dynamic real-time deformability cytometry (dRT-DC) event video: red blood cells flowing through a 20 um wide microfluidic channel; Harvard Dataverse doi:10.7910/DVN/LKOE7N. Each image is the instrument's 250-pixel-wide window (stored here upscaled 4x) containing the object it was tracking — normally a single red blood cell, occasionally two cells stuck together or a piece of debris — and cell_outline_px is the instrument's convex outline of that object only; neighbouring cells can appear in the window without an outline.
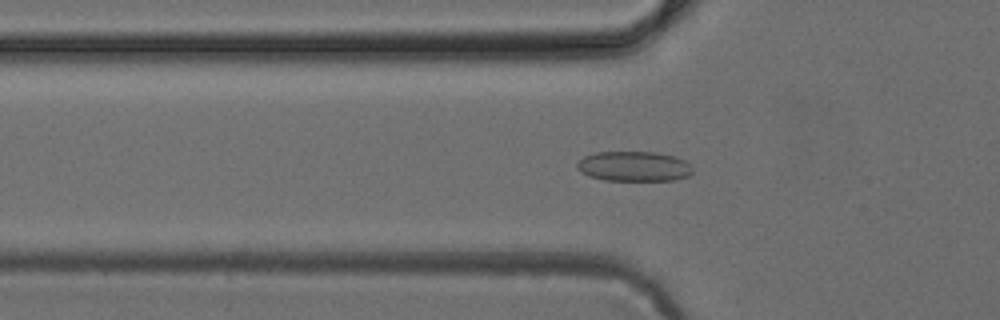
{"species": "common noctule bat (a hibernating species)", "species_latin": "Nyctalus noctula", "temperature_condition": "cold", "stored_images_in_passage": 48, "camera_frame_rate_fps": 3000, "um_per_image_px": 0.085, "animal": {"sex": "female", "body_mass_g": 24.6, "forearm_length_mm": 56.2}, "frame": {"image": 1, "passage_image": 16, "time_ms": 5.0, "image_size_px": [1000, 320], "cell_outline_px": [[692, 172], [688, 176], [676, 180], [604, 180], [588, 176], [580, 172], [576, 168], [576, 164], [584, 156], [596, 152], [656, 152], [676, 156], [684, 160], [692, 168]], "centroid_in_image_um": [53.86, 14.14], "position_along_channel_um": 71.9, "area_um2": 20.29}}
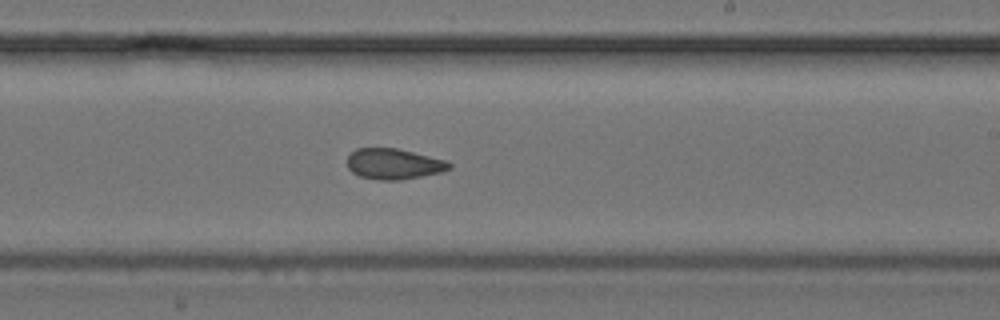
{"frame": {"image": 2, "passage_image": 29, "time_ms": 9.333, "image_size_px": [1000, 320], "cell_outline_px": [[452, 168], [440, 172], [400, 180], [380, 180], [360, 176], [352, 172], [348, 168], [348, 156], [356, 148], [396, 148], [448, 160], [452, 164]], "centroid_in_image_um": [33.49, 13.93], "position_along_channel_um": 255.5, "area_um2": 18.21}}
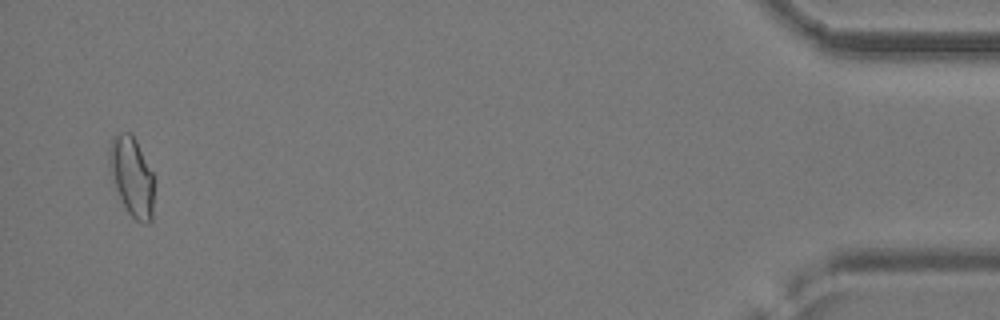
{"frame": {"image": 3, "passage_image": 47, "time_ms": 15.333, "image_size_px": [1000, 320], "cell_outline_px": [[156, 184], [152, 220], [148, 224], [144, 224], [136, 220], [128, 212], [116, 188], [108, 168], [108, 148], [112, 136], [120, 132], [128, 132], [136, 140], [156, 180]], "centroid_in_image_um": [11.23, 15.01], "position_along_channel_um": 424.0, "area_um2": 21.21}}